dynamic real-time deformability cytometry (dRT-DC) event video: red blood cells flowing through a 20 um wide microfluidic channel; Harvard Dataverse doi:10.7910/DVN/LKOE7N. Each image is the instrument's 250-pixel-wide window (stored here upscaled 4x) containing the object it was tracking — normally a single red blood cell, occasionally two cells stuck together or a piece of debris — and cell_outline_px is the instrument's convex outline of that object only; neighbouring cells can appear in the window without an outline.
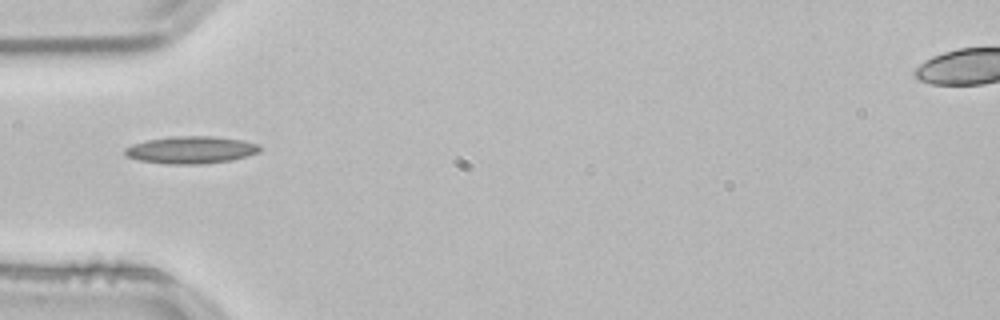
{"species": "common noctule bat (a hibernating species)", "species_latin": "Nyctalus noctula", "temperature_condition": "room temperature", "stored_images_in_passage": 37, "camera_frame_rate_fps": 3000, "um_per_image_px": 0.085, "animal": {"sex": "male", "body_mass_g": 21.5, "forearm_length_mm": 52.0}, "frame": {"image": 1, "passage_image": 1, "time_ms": 0.0, "image_size_px": [1000, 320], "cell_outline_px": [[260, 152], [248, 156], [232, 160], [200, 164], [168, 164], [140, 160], [124, 156], [124, 148], [132, 144], [148, 140], [172, 136], [212, 136], [244, 140], [260, 144]], "centroid_in_image_um": [16.25, 12.74], "position_along_channel_um": 68.7, "area_um2": 21.62}}
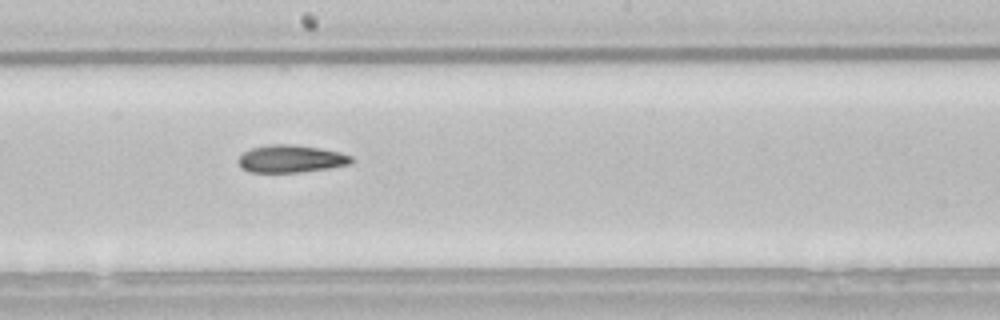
{"frame": {"image": 2, "passage_image": 13, "time_ms": 4.0, "image_size_px": [1000, 320], "cell_outline_px": [[352, 164], [328, 168], [300, 172], [248, 172], [240, 168], [240, 156], [244, 152], [252, 148], [268, 144], [292, 144], [320, 148], [340, 152], [352, 156]], "centroid_in_image_um": [24.74, 13.49], "position_along_channel_um": 223.5, "area_um2": 18.09}}
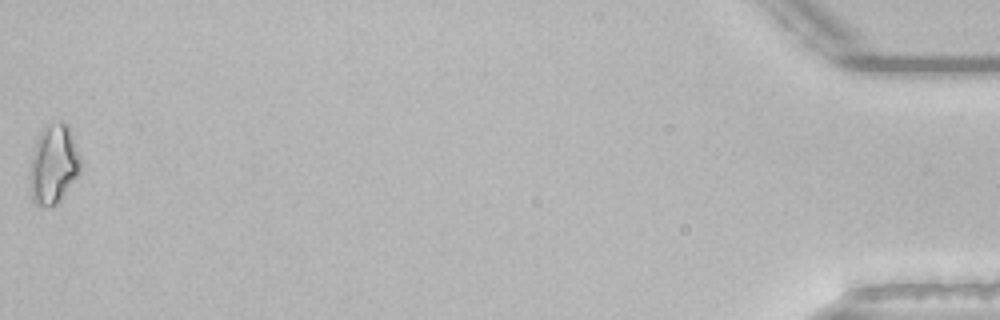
{"frame": {"image": 3, "passage_image": 37, "time_ms": 12.0, "image_size_px": [1000, 320], "cell_outline_px": [[80, 172], [60, 200], [56, 204], [44, 208], [36, 204], [32, 200], [28, 176], [32, 156], [36, 140], [44, 124], [60, 120], [68, 124], [80, 156]], "centroid_in_image_um": [4.53, 13.95], "position_along_channel_um": 430.7, "area_um2": 23.76}, "authors_computed_cell_mechanics": {"area_um2": 18.0914, "velocity_mm_per_s": 3.8517, "shape_relaxation_time_tau1_ms": 8.8943, "shape_relaxation_time_tau2_ms": 6.4189, "deformation_change_tau1": 0.1886, "deformation_change_tau2": 0.1561}}